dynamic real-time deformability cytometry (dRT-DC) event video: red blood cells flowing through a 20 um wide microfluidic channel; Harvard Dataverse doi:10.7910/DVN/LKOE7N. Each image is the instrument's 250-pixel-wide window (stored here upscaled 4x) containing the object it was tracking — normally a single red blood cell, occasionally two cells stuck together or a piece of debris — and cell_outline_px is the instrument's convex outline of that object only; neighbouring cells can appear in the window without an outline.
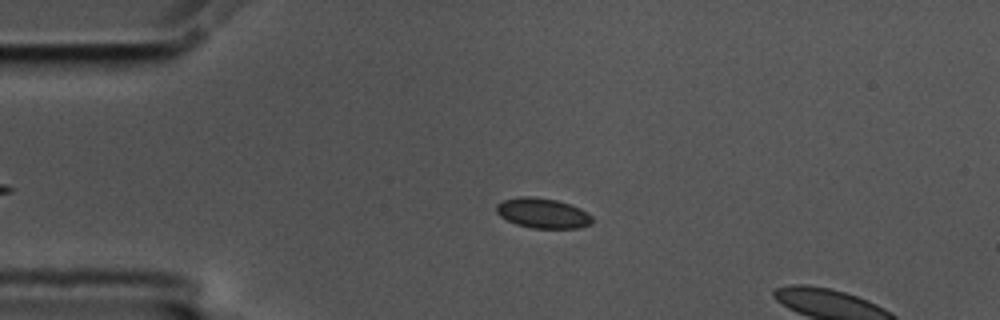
{"species": "common noctule bat (a hibernating species)", "species_latin": "Nyctalus noctula", "temperature_condition": "cold", "stored_images_in_passage": 4, "camera_frame_rate_fps": 3000, "um_per_image_px": 0.085, "animal": {"sex": "male", "body_mass_g": 17.5, "forearm_length_mm": 52.3}, "frame": {"image": 1, "passage_image": 3, "time_ms": 0.667, "image_size_px": [1000, 320], "cell_outline_px": [[592, 224], [580, 228], [532, 228], [516, 224], [500, 216], [496, 212], [496, 204], [504, 200], [520, 196], [532, 196], [556, 200], [580, 208], [592, 216]], "centroid_in_image_um": [46.13, 18.12], "position_along_channel_um": 38.9, "area_um2": 16.76}}